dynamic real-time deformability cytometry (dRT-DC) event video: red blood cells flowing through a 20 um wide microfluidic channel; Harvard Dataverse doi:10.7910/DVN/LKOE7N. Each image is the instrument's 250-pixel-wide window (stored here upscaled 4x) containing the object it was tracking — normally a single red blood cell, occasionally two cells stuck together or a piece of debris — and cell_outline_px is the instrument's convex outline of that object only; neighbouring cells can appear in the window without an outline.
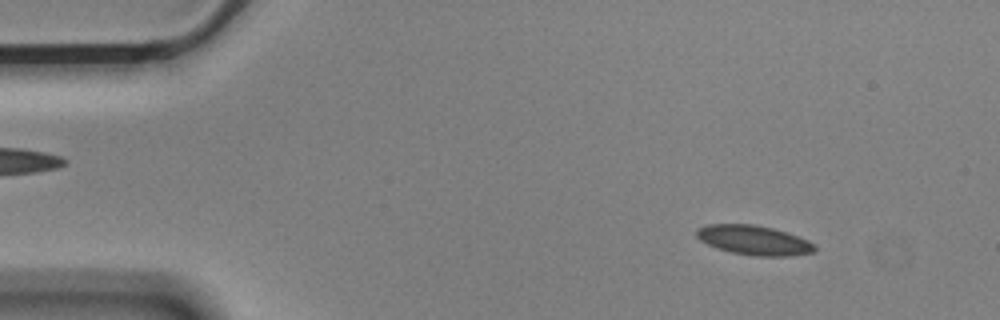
{"species": "Egyptian fruit bat (a non-hibernating species)", "species_latin": "Rousettus aegyptiacus", "temperature_condition": "cold", "stored_images_in_passage": 51, "camera_frame_rate_fps": 3000, "um_per_image_px": 0.085, "animal": {"sex": "male"}, "frame": {"image": 1, "passage_image": 2, "time_ms": 0.333, "image_size_px": [1000, 320], "cell_outline_px": [[816, 248], [812, 252], [788, 256], [756, 256], [732, 252], [716, 248], [700, 240], [696, 236], [696, 228], [708, 224], [752, 224], [772, 228], [788, 232], [808, 240], [816, 244]], "centroid_in_image_um": [64.08, 20.41], "position_along_channel_um": 20.9, "area_um2": 20.35}}
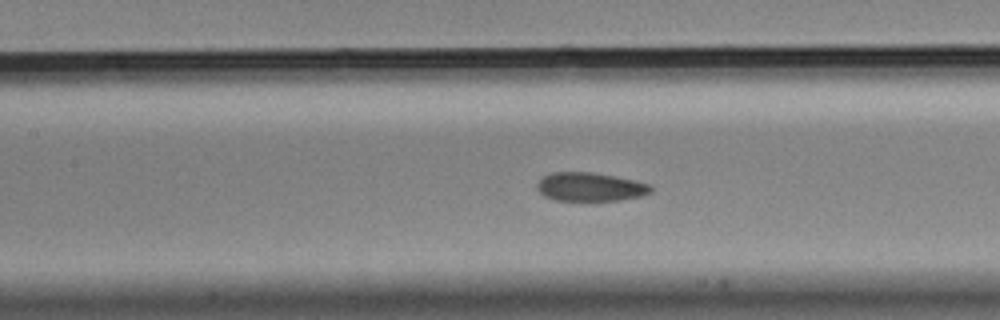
{"frame": {"image": 2, "passage_image": 20, "time_ms": 6.333, "image_size_px": [1000, 320], "cell_outline_px": [[652, 192], [640, 196], [620, 200], [556, 200], [544, 196], [536, 188], [536, 184], [544, 176], [552, 172], [592, 172], [632, 180], [648, 184], [652, 188]], "centroid_in_image_um": [50.13, 15.88], "position_along_channel_um": 157.3, "area_um2": 18.73}}
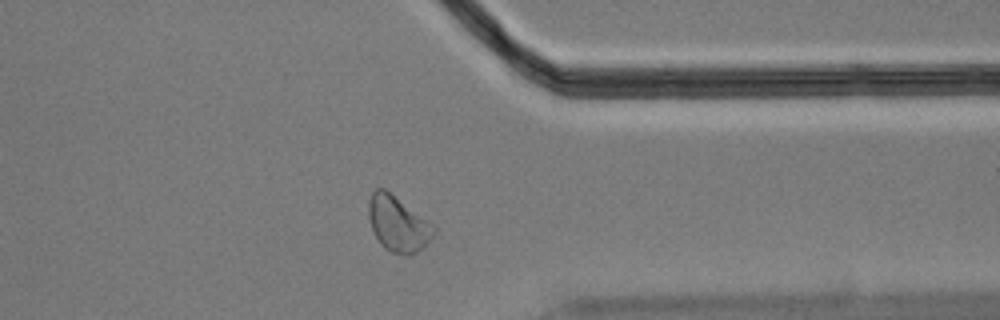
{"frame": {"image": 3, "passage_image": 39, "time_ms": 12.667, "image_size_px": [1000, 320], "cell_outline_px": [[436, 228], [432, 236], [424, 248], [408, 256], [400, 256], [384, 248], [380, 244], [372, 228], [368, 216], [368, 200], [372, 192], [376, 188], [384, 188], [432, 224]], "centroid_in_image_um": [33.8, 19.05], "position_along_channel_um": 377.6, "area_um2": 20.92}, "authors_computed_cell_mechanics": {"area_um2": 20.1722, "velocity_mm_per_s": 3.5815, "shape_relaxation_time_tau1_ms": 6.3088, "shape_relaxation_time_tau2_ms": 2.4654, "deformation_change_tau1": 0.1477, "deformation_change_tau2": 0.083}}